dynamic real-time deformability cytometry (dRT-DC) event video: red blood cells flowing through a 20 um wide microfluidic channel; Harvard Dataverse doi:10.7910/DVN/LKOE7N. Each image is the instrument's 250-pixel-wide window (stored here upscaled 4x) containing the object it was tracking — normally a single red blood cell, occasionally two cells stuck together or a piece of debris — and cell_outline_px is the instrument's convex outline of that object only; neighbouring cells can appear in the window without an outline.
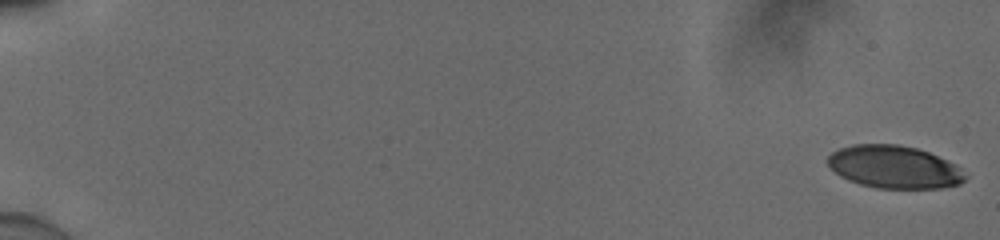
{"species": "human", "species_latin": "Homo sapiens", "temperature_condition": "cold", "stored_images_in_passage": 55, "camera_frame_rate_fps": 3000, "um_per_image_px": 0.085, "donor": {"sex": "male"}, "frame": {"image": 1, "passage_image": 1, "time_ms": 0.0, "image_size_px": [1000, 240], "cell_outline_px": [[968, 176], [960, 184], [940, 188], [876, 188], [860, 184], [848, 180], [840, 176], [828, 164], [828, 156], [832, 152], [840, 148], [852, 144], [900, 144], [916, 148], [928, 152], [956, 164]], "centroid_in_image_um": [76.02, 14.19], "position_along_channel_um": 9.0, "area_um2": 34.22}}
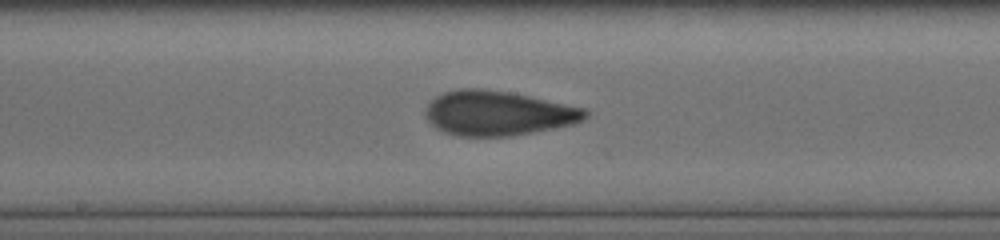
{"frame": {"image": 2, "passage_image": 32, "time_ms": 10.333, "image_size_px": [1000, 240], "cell_outline_px": [[588, 116], [584, 120], [572, 124], [532, 132], [508, 136], [456, 136], [444, 132], [436, 128], [424, 116], [424, 112], [428, 104], [436, 96], [444, 92], [460, 88], [480, 88], [508, 92], [528, 96], [584, 108], [588, 112]], "centroid_in_image_um": [42.28, 9.62], "position_along_channel_um": 205.9, "area_um2": 41.33}}
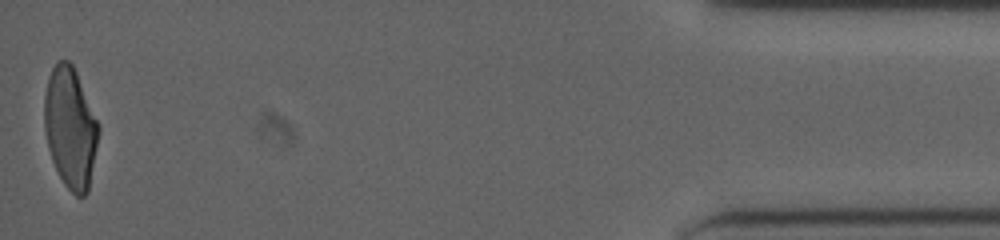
{"frame": {"image": 3, "passage_image": 55, "time_ms": 18.0, "image_size_px": [1000, 240], "cell_outline_px": [[100, 128], [88, 192], [84, 196], [76, 196], [64, 184], [52, 160], [48, 148], [44, 128], [44, 96], [48, 76], [56, 60], [68, 60], [72, 64], [76, 72]], "centroid_in_image_um": [5.96, 10.84], "position_along_channel_um": 429.2, "area_um2": 37.92}, "authors_computed_cell_mechanics": {"area_um2": 39.304, "velocity_mm_per_s": 3.9186, "shape_relaxation_time_tau1_ms": 5.7306, "shape_relaxation_time_tau2_ms": 1.2012, "deformation_change_tau1": 0.1921, "deformation_change_tau2": 0.0835}}